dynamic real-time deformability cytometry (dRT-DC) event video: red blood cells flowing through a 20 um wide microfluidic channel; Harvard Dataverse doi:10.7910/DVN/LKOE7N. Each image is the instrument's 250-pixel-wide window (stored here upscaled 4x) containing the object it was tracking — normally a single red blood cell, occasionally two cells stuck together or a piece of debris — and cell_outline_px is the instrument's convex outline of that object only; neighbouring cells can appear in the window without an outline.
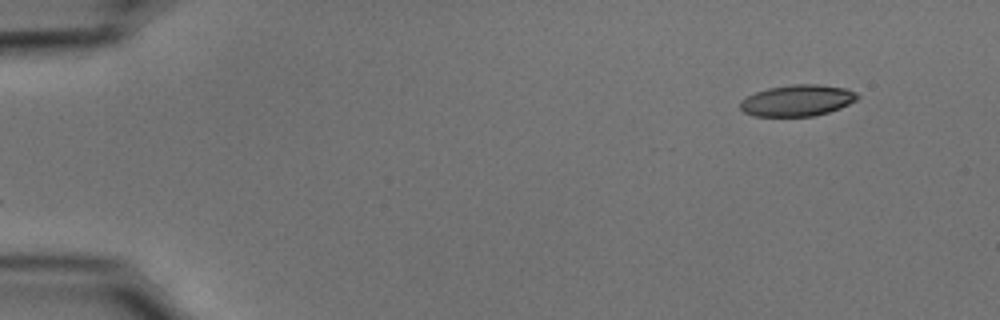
{"species": "common noctule bat (a hibernating species)", "species_latin": "Nyctalus noctula", "temperature_condition": "cold", "stored_images_in_passage": 50, "camera_frame_rate_fps": 3000, "um_per_image_px": 0.085, "animal": {"sex": "male", "body_mass_g": 15.6}, "frame": {"image": 1, "passage_image": 1, "time_ms": 0.0, "image_size_px": [1000, 320], "cell_outline_px": [[860, 96], [856, 100], [840, 108], [828, 112], [812, 116], [756, 116], [744, 112], [740, 108], [740, 100], [756, 92], [768, 88], [792, 84], [820, 84], [844, 88], [856, 92]], "centroid_in_image_um": [67.78, 8.53], "position_along_channel_um": 17.2, "area_um2": 21.33}}
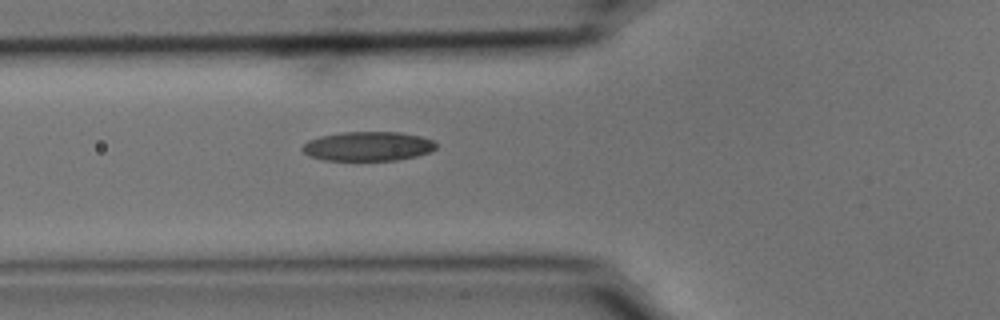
{"frame": {"image": 2, "passage_image": 16, "time_ms": 5.0, "image_size_px": [1000, 320], "cell_outline_px": [[436, 148], [428, 152], [416, 156], [396, 160], [324, 160], [308, 156], [300, 148], [308, 140], [320, 136], [340, 132], [400, 132], [420, 136], [432, 140], [436, 144]], "centroid_in_image_um": [31.23, 12.43], "position_along_channel_um": 94.6, "area_um2": 22.83}}
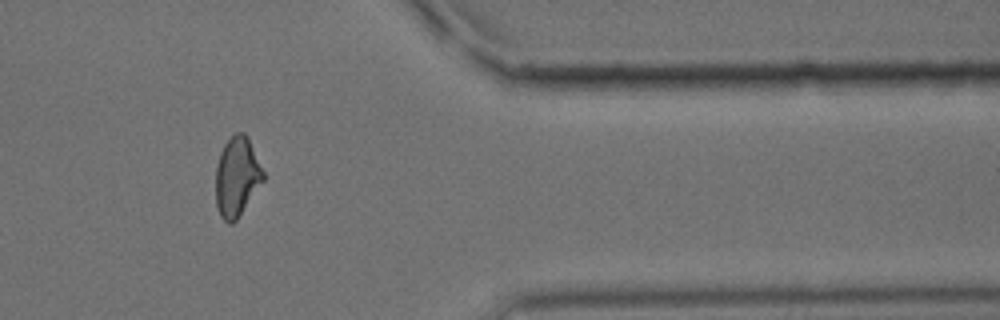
{"frame": {"image": 3, "passage_image": 41, "time_ms": 13.333, "image_size_px": [1000, 320], "cell_outline_px": [[264, 180], [236, 220], [232, 224], [228, 224], [220, 216], [216, 204], [216, 168], [220, 152], [224, 144], [236, 132], [244, 132], [248, 136], [264, 172]], "centroid_in_image_um": [20.14, 15.02], "position_along_channel_um": 391.3, "area_um2": 21.96}, "authors_computed_cell_mechanics": {"area_um2": 22.3108, "velocity_mm_per_s": 3.7532, "shape_relaxation_time_tau1_ms": 7.7717, "shape_relaxation_time_tau2_ms": 4.0669, "deformation_change_tau1": 0.1884, "deformation_change_tau2": 0.1115}}